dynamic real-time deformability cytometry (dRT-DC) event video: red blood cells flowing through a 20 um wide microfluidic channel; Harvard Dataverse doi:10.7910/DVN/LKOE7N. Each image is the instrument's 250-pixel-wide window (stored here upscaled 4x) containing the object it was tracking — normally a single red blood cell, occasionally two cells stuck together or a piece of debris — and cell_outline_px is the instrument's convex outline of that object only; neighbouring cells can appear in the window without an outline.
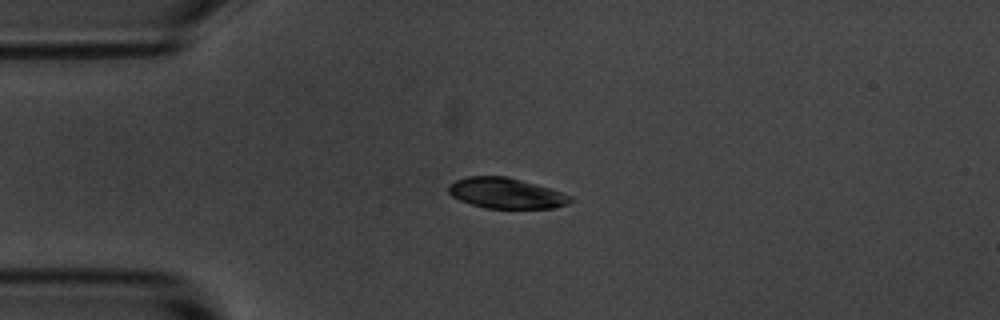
{"species": "common noctule bat (a hibernating species)", "species_latin": "Nyctalus noctula", "temperature_condition": "room temperature", "stored_images_in_passage": 4, "camera_frame_rate_fps": 3000, "um_per_image_px": 0.085, "animal": {"sex": "male", "body_mass_g": 20.1, "forearm_length_mm": 53.5}, "frame": {"image": 1, "passage_image": 3, "time_ms": 2.333, "image_size_px": [1000, 320], "cell_outline_px": [[576, 200], [568, 204], [556, 208], [484, 208], [460, 200], [452, 196], [448, 192], [448, 188], [456, 180], [468, 176], [508, 176], [536, 184], [572, 196]], "centroid_in_image_um": [43.06, 16.43], "position_along_channel_um": 41.9, "area_um2": 21.68}}